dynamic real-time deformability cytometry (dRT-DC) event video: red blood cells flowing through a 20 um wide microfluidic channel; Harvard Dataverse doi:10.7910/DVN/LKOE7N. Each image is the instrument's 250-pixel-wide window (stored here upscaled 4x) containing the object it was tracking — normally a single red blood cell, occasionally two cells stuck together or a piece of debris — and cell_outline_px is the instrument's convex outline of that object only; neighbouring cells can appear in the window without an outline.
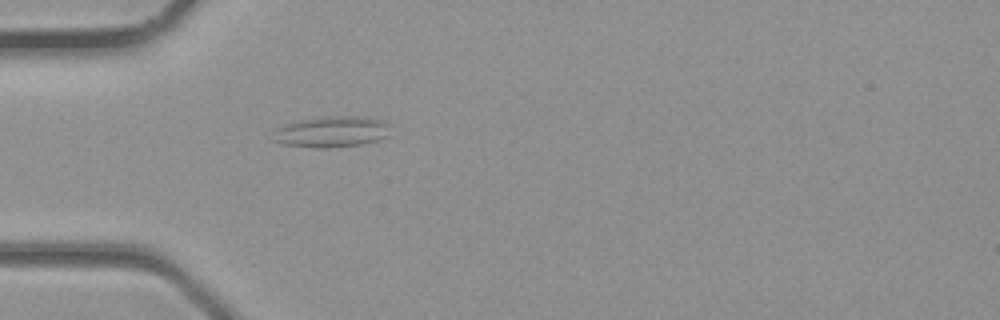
{"species": "common noctule bat (a hibernating species)", "species_latin": "Nyctalus noctula", "temperature_condition": "room temperature", "stored_images_in_passage": 2, "camera_frame_rate_fps": 3000, "um_per_image_px": 0.085, "animal": {"sex": "male", "body_mass_g": 23.1, "forearm_length_mm": 52.7}, "frame": {"image": 1, "passage_image": 2, "time_ms": 0.333, "image_size_px": [1000, 320], "cell_outline_px": [[388, 136], [380, 140], [364, 144], [324, 148], [316, 148], [284, 144], [272, 140], [276, 128], [300, 120], [324, 116], [368, 116], [380, 120], [388, 124]], "centroid_in_image_um": [28.22, 11.2], "position_along_channel_um": 56.8, "area_um2": 21.21}}